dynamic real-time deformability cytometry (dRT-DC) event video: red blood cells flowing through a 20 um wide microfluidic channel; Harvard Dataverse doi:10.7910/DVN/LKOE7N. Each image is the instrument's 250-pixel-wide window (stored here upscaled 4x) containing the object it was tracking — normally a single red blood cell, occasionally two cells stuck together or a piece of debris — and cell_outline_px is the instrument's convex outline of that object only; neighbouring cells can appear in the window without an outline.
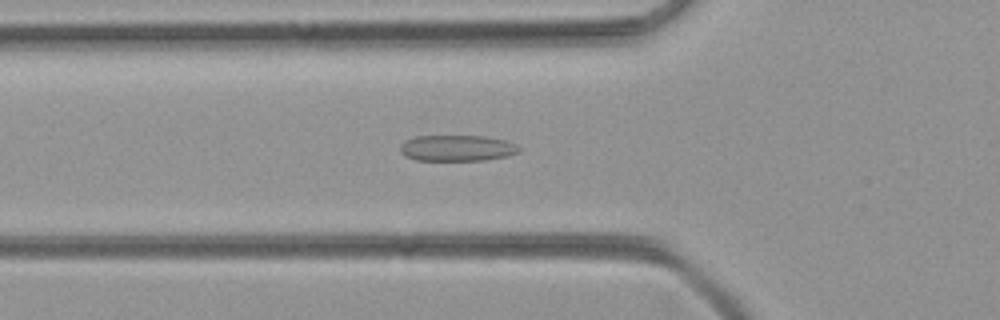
{"species": "common noctule bat (a hibernating species)", "species_latin": "Nyctalus noctula", "temperature_condition": "room temperature", "stored_images_in_passage": 35, "camera_frame_rate_fps": 3000, "um_per_image_px": 0.085, "animal": {"sex": "female", "body_mass_g": 21.9}, "frame": {"image": 1, "passage_image": 2, "time_ms": 0.333, "image_size_px": [1000, 320], "cell_outline_px": [[520, 152], [508, 156], [484, 160], [416, 160], [404, 156], [400, 152], [400, 144], [404, 140], [416, 136], [484, 136], [504, 140], [516, 144], [520, 148]], "centroid_in_image_um": [38.83, 12.59], "position_along_channel_um": 87.0, "area_um2": 18.15}}
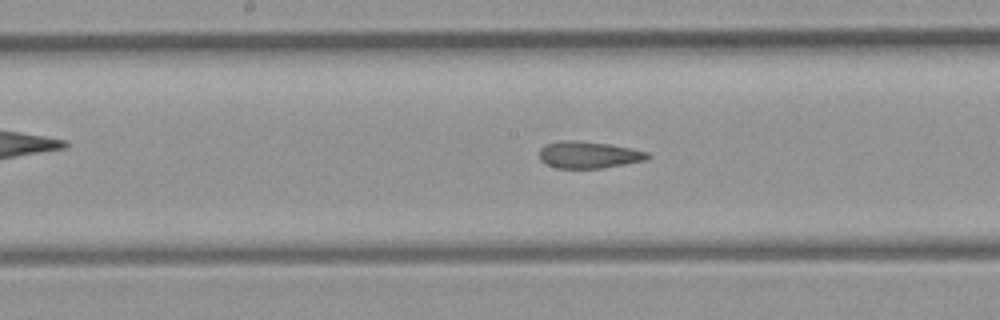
{"frame": {"image": 2, "passage_image": 10, "time_ms": 3.0, "image_size_px": [1000, 320], "cell_outline_px": [[652, 156], [648, 160], [604, 168], [556, 168], [540, 160], [540, 148], [544, 144], [560, 140], [572, 140], [612, 144], [632, 148], [648, 152]], "centroid_in_image_um": [50.08, 13.15], "position_along_channel_um": 198.1, "area_um2": 17.22}}
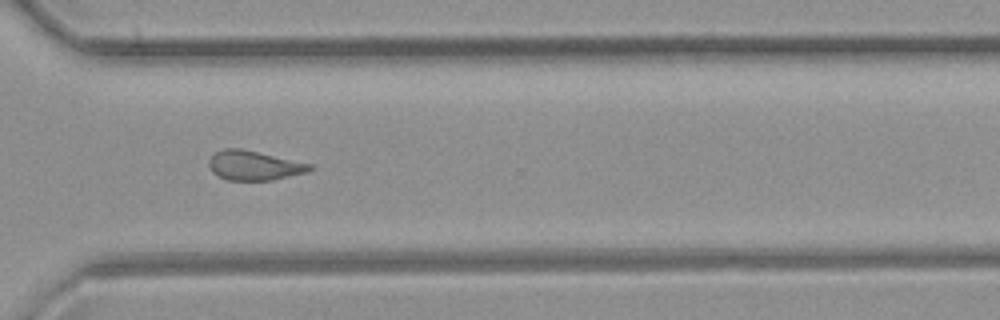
{"frame": {"image": 3, "passage_image": 21, "time_ms": 6.667, "image_size_px": [1000, 320], "cell_outline_px": [[312, 168], [304, 172], [272, 180], [228, 180], [212, 172], [208, 164], [208, 160], [216, 152], [224, 148], [240, 148], [312, 164]], "centroid_in_image_um": [21.55, 14.06], "position_along_channel_um": 349.1, "area_um2": 16.99}}